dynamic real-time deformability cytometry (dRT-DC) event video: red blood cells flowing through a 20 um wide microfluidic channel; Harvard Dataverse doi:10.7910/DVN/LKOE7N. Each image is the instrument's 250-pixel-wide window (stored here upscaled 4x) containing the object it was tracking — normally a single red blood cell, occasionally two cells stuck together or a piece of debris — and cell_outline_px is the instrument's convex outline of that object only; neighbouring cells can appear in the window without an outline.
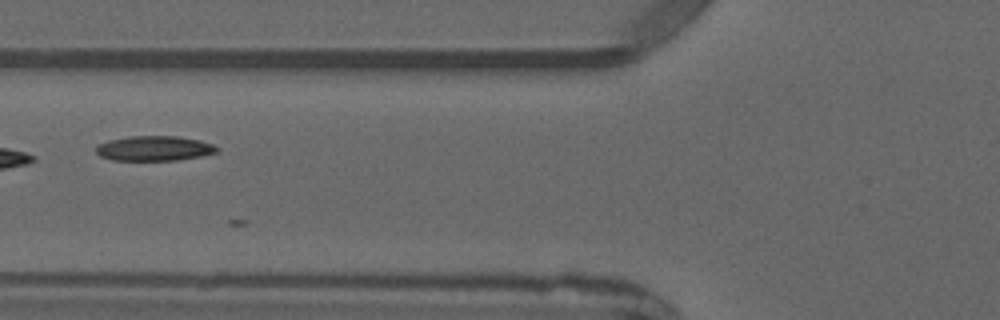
{"species": "common noctule bat (a hibernating species)", "species_latin": "Nyctalus noctula", "temperature_condition": "warm", "stored_images_in_passage": 3, "camera_frame_rate_fps": 3000, "um_per_image_px": 0.085, "animal": {"sex": "male", "forearm_length_mm": 52.5}, "frame": {"image": 1, "passage_image": 3, "time_ms": 2.0, "image_size_px": [1000, 320], "cell_outline_px": [[220, 148], [216, 152], [200, 156], [176, 160], [112, 160], [100, 156], [96, 152], [96, 148], [100, 144], [108, 140], [128, 136], [176, 136], [200, 140], [212, 144]], "centroid_in_image_um": [13.11, 12.61], "position_along_channel_um": 112.7, "area_um2": 17.46}}